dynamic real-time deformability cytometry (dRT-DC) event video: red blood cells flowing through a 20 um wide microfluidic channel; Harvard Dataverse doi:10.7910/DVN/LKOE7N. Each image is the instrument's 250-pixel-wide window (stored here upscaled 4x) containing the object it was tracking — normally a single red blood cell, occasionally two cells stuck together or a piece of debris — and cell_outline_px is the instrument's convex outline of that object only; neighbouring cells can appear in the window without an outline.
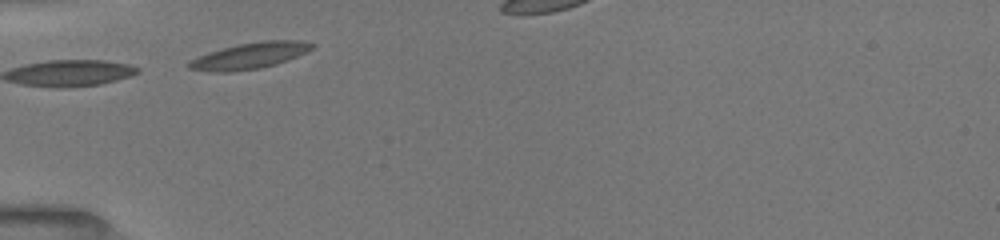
{"species": "common noctule bat (a hibernating species)", "species_latin": "Nyctalus noctula", "temperature_condition": "room temperature", "stored_images_in_passage": 4, "camera_frame_rate_fps": 3000, "um_per_image_px": 0.085, "animal": {"sex": "female", "body_mass_g": 19.5, "forearm_length_mm": 54.1}, "frame": {"image": 1, "passage_image": 2, "time_ms": 0.667, "image_size_px": [1000, 240], "cell_outline_px": [[316, 44], [312, 48], [288, 60], [276, 64], [260, 68], [232, 72], [208, 72], [188, 68], [188, 60], [196, 56], [208, 52], [240, 44], [264, 40], [300, 40]], "centroid_in_image_um": [21.18, 4.74], "position_along_channel_um": 63.8, "area_um2": 18.79}}